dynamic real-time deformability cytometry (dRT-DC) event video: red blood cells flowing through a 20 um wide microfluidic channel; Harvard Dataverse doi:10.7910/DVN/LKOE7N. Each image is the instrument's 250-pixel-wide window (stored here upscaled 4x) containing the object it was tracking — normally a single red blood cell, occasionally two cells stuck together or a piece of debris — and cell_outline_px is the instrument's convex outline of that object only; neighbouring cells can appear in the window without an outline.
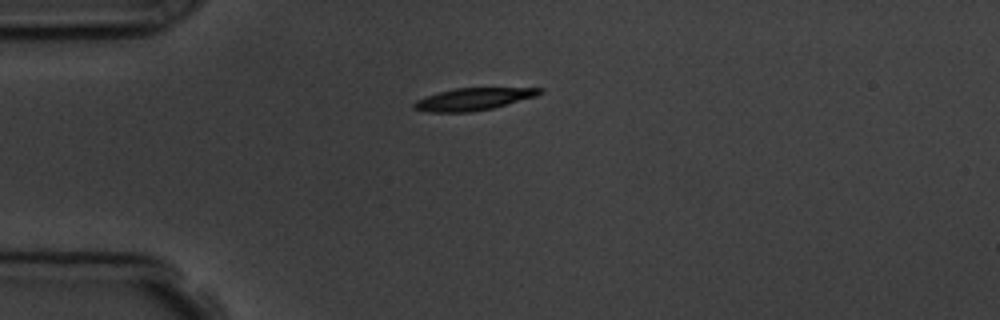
{"species": "common noctule bat (a hibernating species)", "species_latin": "Nyctalus noctula", "temperature_condition": "room temperature", "stored_images_in_passage": 3, "camera_frame_rate_fps": 3000, "um_per_image_px": 0.085, "animal": {"sex": "male", "body_mass_g": 19.5, "forearm_length_mm": 54.6}, "frame": {"image": 1, "passage_image": 1, "time_ms": 0.0, "image_size_px": [1000, 320], "cell_outline_px": [[544, 92], [536, 96], [492, 108], [472, 112], [428, 112], [412, 108], [412, 104], [416, 100], [440, 92], [456, 88], [544, 88]], "centroid_in_image_um": [40.23, 8.43], "position_along_channel_um": 44.8, "area_um2": 16.13}}